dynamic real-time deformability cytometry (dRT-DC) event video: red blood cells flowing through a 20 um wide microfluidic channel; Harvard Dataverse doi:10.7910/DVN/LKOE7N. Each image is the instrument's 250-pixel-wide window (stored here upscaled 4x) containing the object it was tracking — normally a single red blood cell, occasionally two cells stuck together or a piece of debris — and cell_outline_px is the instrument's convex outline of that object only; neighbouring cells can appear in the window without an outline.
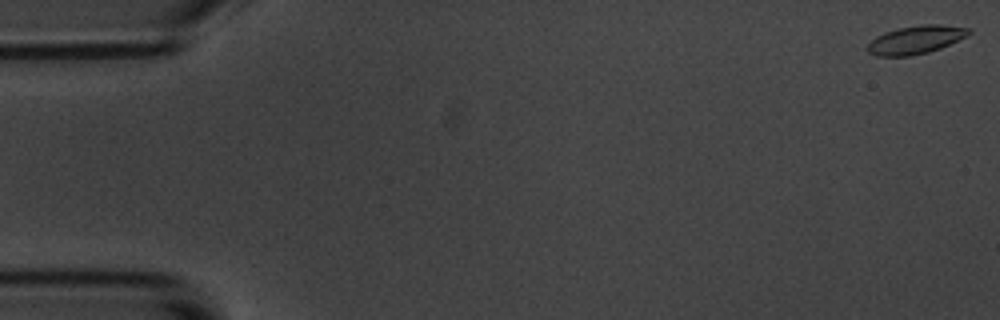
{"species": "common noctule bat (a hibernating species)", "species_latin": "Nyctalus noctula", "temperature_condition": "room temperature", "stored_images_in_passage": 9, "camera_frame_rate_fps": 3000, "um_per_image_px": 0.085, "animal": {"sex": "male", "body_mass_g": 20.1, "forearm_length_mm": 53.5}, "frame": {"image": 1, "passage_image": 1, "time_ms": 0.0, "image_size_px": [1000, 320], "cell_outline_px": [[972, 32], [968, 36], [940, 48], [928, 52], [908, 56], [876, 56], [868, 52], [864, 48], [876, 36], [884, 32], [896, 28], [920, 24], [940, 24], [972, 28]], "centroid_in_image_um": [77.84, 3.36], "position_along_channel_um": 7.2, "area_um2": 16.94}}